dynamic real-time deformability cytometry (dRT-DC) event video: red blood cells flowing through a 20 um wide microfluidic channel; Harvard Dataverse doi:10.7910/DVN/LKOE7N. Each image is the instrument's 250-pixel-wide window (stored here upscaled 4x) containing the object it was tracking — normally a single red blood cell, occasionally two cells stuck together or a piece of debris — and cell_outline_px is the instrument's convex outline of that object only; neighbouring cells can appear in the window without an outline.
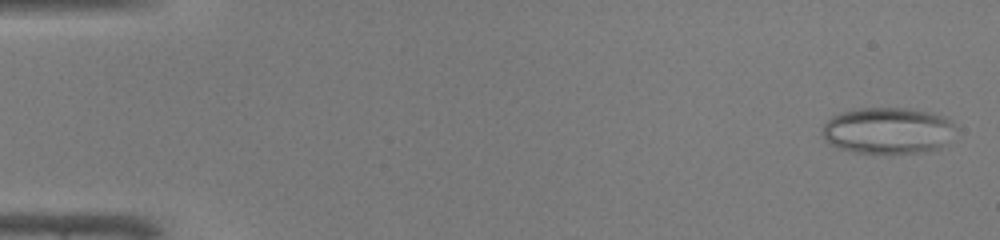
{"species": "common noctule bat (a hibernating species)", "species_latin": "Nyctalus noctula", "temperature_condition": "warm", "stored_images_in_passage": 47, "camera_frame_rate_fps": 3000, "um_per_image_px": 0.085, "animal": {"sex": "male", "body_mass_g": 19.0, "forearm_length_mm": 50.8}, "frame": {"image": 1, "passage_image": 2, "time_ms": 0.333, "image_size_px": [1000, 240], "cell_outline_px": [[952, 124], [940, 148], [924, 152], [852, 152], [840, 148], [824, 140], [824, 124], [832, 116], [840, 112], [860, 108], [908, 108], [928, 112], [944, 116], [952, 120]], "centroid_in_image_um": [75.39, 11.07], "position_along_channel_um": 9.6, "area_um2": 35.08}}
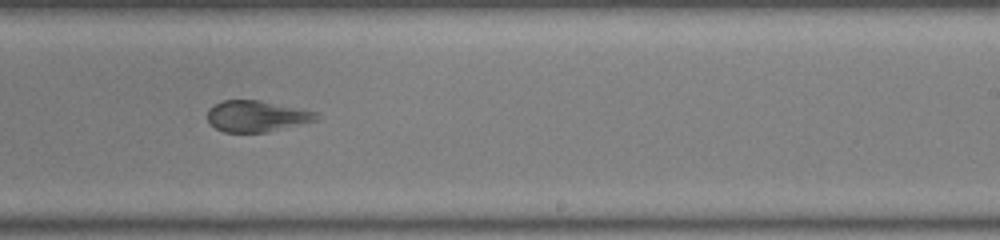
{"frame": {"image": 2, "passage_image": 30, "time_ms": 9.667, "image_size_px": [1000, 240], "cell_outline_px": [[320, 120], [268, 132], [224, 132], [216, 128], [208, 120], [208, 108], [224, 100], [260, 100], [316, 112], [320, 116]], "centroid_in_image_um": [21.85, 9.88], "position_along_channel_um": 267.1, "area_um2": 19.77}}
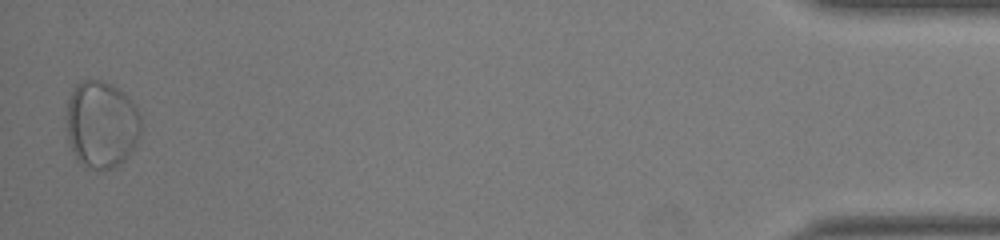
{"frame": {"image": 3, "passage_image": 47, "time_ms": 15.333, "image_size_px": [1000, 240], "cell_outline_px": [[140, 132], [132, 148], [124, 160], [120, 164], [112, 168], [100, 172], [84, 168], [76, 160], [72, 152], [68, 136], [68, 100], [76, 84], [84, 80], [104, 80], [112, 84], [124, 92], [132, 100], [140, 116]], "centroid_in_image_um": [8.62, 10.6], "position_along_channel_um": 426.6, "area_um2": 38.03}}